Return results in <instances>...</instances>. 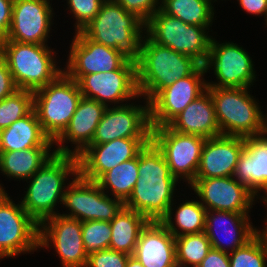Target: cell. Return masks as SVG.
Listing matches in <instances>:
<instances>
[{
  "label": "cell",
  "mask_w": 267,
  "mask_h": 267,
  "mask_svg": "<svg viewBox=\"0 0 267 267\" xmlns=\"http://www.w3.org/2000/svg\"><path fill=\"white\" fill-rule=\"evenodd\" d=\"M49 0H14L11 25L6 40L45 44L52 24Z\"/></svg>",
  "instance_id": "cell-20"
},
{
  "label": "cell",
  "mask_w": 267,
  "mask_h": 267,
  "mask_svg": "<svg viewBox=\"0 0 267 267\" xmlns=\"http://www.w3.org/2000/svg\"><path fill=\"white\" fill-rule=\"evenodd\" d=\"M64 72L77 81L81 76L119 69L128 59L122 51L99 44L75 32Z\"/></svg>",
  "instance_id": "cell-19"
},
{
  "label": "cell",
  "mask_w": 267,
  "mask_h": 267,
  "mask_svg": "<svg viewBox=\"0 0 267 267\" xmlns=\"http://www.w3.org/2000/svg\"><path fill=\"white\" fill-rule=\"evenodd\" d=\"M49 48L47 44L0 42V55L5 59L18 89L34 92L64 72L56 66L55 52Z\"/></svg>",
  "instance_id": "cell-5"
},
{
  "label": "cell",
  "mask_w": 267,
  "mask_h": 267,
  "mask_svg": "<svg viewBox=\"0 0 267 267\" xmlns=\"http://www.w3.org/2000/svg\"><path fill=\"white\" fill-rule=\"evenodd\" d=\"M52 244L63 267L86 266L88 255L82 239V222L78 219L59 213L44 220L39 225V248Z\"/></svg>",
  "instance_id": "cell-15"
},
{
  "label": "cell",
  "mask_w": 267,
  "mask_h": 267,
  "mask_svg": "<svg viewBox=\"0 0 267 267\" xmlns=\"http://www.w3.org/2000/svg\"><path fill=\"white\" fill-rule=\"evenodd\" d=\"M70 12L76 19V30L81 31L98 14L101 4L105 0H67Z\"/></svg>",
  "instance_id": "cell-37"
},
{
  "label": "cell",
  "mask_w": 267,
  "mask_h": 267,
  "mask_svg": "<svg viewBox=\"0 0 267 267\" xmlns=\"http://www.w3.org/2000/svg\"><path fill=\"white\" fill-rule=\"evenodd\" d=\"M139 177L138 155L128 161L122 162L104 173L96 183L102 190H111L112 196L125 202ZM107 188V189H106Z\"/></svg>",
  "instance_id": "cell-32"
},
{
  "label": "cell",
  "mask_w": 267,
  "mask_h": 267,
  "mask_svg": "<svg viewBox=\"0 0 267 267\" xmlns=\"http://www.w3.org/2000/svg\"><path fill=\"white\" fill-rule=\"evenodd\" d=\"M68 214H61L81 222L99 220L110 222L125 206L118 198H110L94 181L82 178L79 174L69 181L63 199Z\"/></svg>",
  "instance_id": "cell-11"
},
{
  "label": "cell",
  "mask_w": 267,
  "mask_h": 267,
  "mask_svg": "<svg viewBox=\"0 0 267 267\" xmlns=\"http://www.w3.org/2000/svg\"><path fill=\"white\" fill-rule=\"evenodd\" d=\"M172 206L161 222L174 237L205 232L206 208L199 200H187L177 207L174 218L176 223L172 221Z\"/></svg>",
  "instance_id": "cell-30"
},
{
  "label": "cell",
  "mask_w": 267,
  "mask_h": 267,
  "mask_svg": "<svg viewBox=\"0 0 267 267\" xmlns=\"http://www.w3.org/2000/svg\"><path fill=\"white\" fill-rule=\"evenodd\" d=\"M51 147H33L25 150L0 152V170L9 178L27 181L55 152Z\"/></svg>",
  "instance_id": "cell-28"
},
{
  "label": "cell",
  "mask_w": 267,
  "mask_h": 267,
  "mask_svg": "<svg viewBox=\"0 0 267 267\" xmlns=\"http://www.w3.org/2000/svg\"><path fill=\"white\" fill-rule=\"evenodd\" d=\"M148 222L149 220L144 215L124 206L110 221L109 249L133 255L140 232Z\"/></svg>",
  "instance_id": "cell-29"
},
{
  "label": "cell",
  "mask_w": 267,
  "mask_h": 267,
  "mask_svg": "<svg viewBox=\"0 0 267 267\" xmlns=\"http://www.w3.org/2000/svg\"><path fill=\"white\" fill-rule=\"evenodd\" d=\"M151 140L162 151L171 174L191 184L196 178L206 138L182 134L166 125L152 127Z\"/></svg>",
  "instance_id": "cell-10"
},
{
  "label": "cell",
  "mask_w": 267,
  "mask_h": 267,
  "mask_svg": "<svg viewBox=\"0 0 267 267\" xmlns=\"http://www.w3.org/2000/svg\"><path fill=\"white\" fill-rule=\"evenodd\" d=\"M211 248L205 232L175 237L177 267H197Z\"/></svg>",
  "instance_id": "cell-33"
},
{
  "label": "cell",
  "mask_w": 267,
  "mask_h": 267,
  "mask_svg": "<svg viewBox=\"0 0 267 267\" xmlns=\"http://www.w3.org/2000/svg\"><path fill=\"white\" fill-rule=\"evenodd\" d=\"M197 267H230L229 254L211 248Z\"/></svg>",
  "instance_id": "cell-42"
},
{
  "label": "cell",
  "mask_w": 267,
  "mask_h": 267,
  "mask_svg": "<svg viewBox=\"0 0 267 267\" xmlns=\"http://www.w3.org/2000/svg\"><path fill=\"white\" fill-rule=\"evenodd\" d=\"M81 98L78 83L65 72L33 92L34 110L44 133L53 142L67 128Z\"/></svg>",
  "instance_id": "cell-7"
},
{
  "label": "cell",
  "mask_w": 267,
  "mask_h": 267,
  "mask_svg": "<svg viewBox=\"0 0 267 267\" xmlns=\"http://www.w3.org/2000/svg\"><path fill=\"white\" fill-rule=\"evenodd\" d=\"M133 256L144 267H177L175 237L161 221H149L140 232Z\"/></svg>",
  "instance_id": "cell-24"
},
{
  "label": "cell",
  "mask_w": 267,
  "mask_h": 267,
  "mask_svg": "<svg viewBox=\"0 0 267 267\" xmlns=\"http://www.w3.org/2000/svg\"><path fill=\"white\" fill-rule=\"evenodd\" d=\"M245 149V138L218 135L206 139L196 178L234 176L240 154Z\"/></svg>",
  "instance_id": "cell-23"
},
{
  "label": "cell",
  "mask_w": 267,
  "mask_h": 267,
  "mask_svg": "<svg viewBox=\"0 0 267 267\" xmlns=\"http://www.w3.org/2000/svg\"><path fill=\"white\" fill-rule=\"evenodd\" d=\"M266 226L263 230H259V232L262 234V236L264 237V239L266 240V243H267V219H266Z\"/></svg>",
  "instance_id": "cell-46"
},
{
  "label": "cell",
  "mask_w": 267,
  "mask_h": 267,
  "mask_svg": "<svg viewBox=\"0 0 267 267\" xmlns=\"http://www.w3.org/2000/svg\"><path fill=\"white\" fill-rule=\"evenodd\" d=\"M265 196V197H264ZM262 196L263 202L266 204L267 203V192L265 193V195ZM267 205V204H266Z\"/></svg>",
  "instance_id": "cell-47"
},
{
  "label": "cell",
  "mask_w": 267,
  "mask_h": 267,
  "mask_svg": "<svg viewBox=\"0 0 267 267\" xmlns=\"http://www.w3.org/2000/svg\"><path fill=\"white\" fill-rule=\"evenodd\" d=\"M76 82L83 97L106 106L108 102L116 106L115 104L140 97L137 88L136 60L130 58L117 70L87 74Z\"/></svg>",
  "instance_id": "cell-13"
},
{
  "label": "cell",
  "mask_w": 267,
  "mask_h": 267,
  "mask_svg": "<svg viewBox=\"0 0 267 267\" xmlns=\"http://www.w3.org/2000/svg\"><path fill=\"white\" fill-rule=\"evenodd\" d=\"M262 125H263V134L267 135V115L262 114Z\"/></svg>",
  "instance_id": "cell-45"
},
{
  "label": "cell",
  "mask_w": 267,
  "mask_h": 267,
  "mask_svg": "<svg viewBox=\"0 0 267 267\" xmlns=\"http://www.w3.org/2000/svg\"><path fill=\"white\" fill-rule=\"evenodd\" d=\"M136 59L139 96L149 102L158 92L191 75L200 64L193 58L153 42L147 35ZM147 96V97H146Z\"/></svg>",
  "instance_id": "cell-2"
},
{
  "label": "cell",
  "mask_w": 267,
  "mask_h": 267,
  "mask_svg": "<svg viewBox=\"0 0 267 267\" xmlns=\"http://www.w3.org/2000/svg\"><path fill=\"white\" fill-rule=\"evenodd\" d=\"M248 216L237 212L206 210L205 233L212 248L229 254L248 242L259 231L251 225ZM221 232L224 234L223 240L222 236L217 235Z\"/></svg>",
  "instance_id": "cell-21"
},
{
  "label": "cell",
  "mask_w": 267,
  "mask_h": 267,
  "mask_svg": "<svg viewBox=\"0 0 267 267\" xmlns=\"http://www.w3.org/2000/svg\"><path fill=\"white\" fill-rule=\"evenodd\" d=\"M126 267H144V266L136 257H134L133 255H129Z\"/></svg>",
  "instance_id": "cell-44"
},
{
  "label": "cell",
  "mask_w": 267,
  "mask_h": 267,
  "mask_svg": "<svg viewBox=\"0 0 267 267\" xmlns=\"http://www.w3.org/2000/svg\"><path fill=\"white\" fill-rule=\"evenodd\" d=\"M33 109V91L16 90L0 101V130L28 115Z\"/></svg>",
  "instance_id": "cell-35"
},
{
  "label": "cell",
  "mask_w": 267,
  "mask_h": 267,
  "mask_svg": "<svg viewBox=\"0 0 267 267\" xmlns=\"http://www.w3.org/2000/svg\"><path fill=\"white\" fill-rule=\"evenodd\" d=\"M160 9L188 25L209 27L213 22L211 0H161Z\"/></svg>",
  "instance_id": "cell-31"
},
{
  "label": "cell",
  "mask_w": 267,
  "mask_h": 267,
  "mask_svg": "<svg viewBox=\"0 0 267 267\" xmlns=\"http://www.w3.org/2000/svg\"><path fill=\"white\" fill-rule=\"evenodd\" d=\"M151 138H120L103 144H90L78 158L79 175L96 182L104 173L135 158Z\"/></svg>",
  "instance_id": "cell-17"
},
{
  "label": "cell",
  "mask_w": 267,
  "mask_h": 267,
  "mask_svg": "<svg viewBox=\"0 0 267 267\" xmlns=\"http://www.w3.org/2000/svg\"><path fill=\"white\" fill-rule=\"evenodd\" d=\"M204 67L206 72L212 68L218 80V83L207 82V87L249 88L255 80L251 57L233 42L219 44L212 37Z\"/></svg>",
  "instance_id": "cell-12"
},
{
  "label": "cell",
  "mask_w": 267,
  "mask_h": 267,
  "mask_svg": "<svg viewBox=\"0 0 267 267\" xmlns=\"http://www.w3.org/2000/svg\"><path fill=\"white\" fill-rule=\"evenodd\" d=\"M69 174L73 177L79 174L78 158L55 153L29 179L31 181L21 205L39 225L47 218L59 214L54 208L57 202L63 203L65 180Z\"/></svg>",
  "instance_id": "cell-3"
},
{
  "label": "cell",
  "mask_w": 267,
  "mask_h": 267,
  "mask_svg": "<svg viewBox=\"0 0 267 267\" xmlns=\"http://www.w3.org/2000/svg\"><path fill=\"white\" fill-rule=\"evenodd\" d=\"M18 88L16 87L12 74L5 59L0 55V101L12 95Z\"/></svg>",
  "instance_id": "cell-40"
},
{
  "label": "cell",
  "mask_w": 267,
  "mask_h": 267,
  "mask_svg": "<svg viewBox=\"0 0 267 267\" xmlns=\"http://www.w3.org/2000/svg\"><path fill=\"white\" fill-rule=\"evenodd\" d=\"M82 239L87 255L109 249L111 242L110 222L99 220L82 222Z\"/></svg>",
  "instance_id": "cell-36"
},
{
  "label": "cell",
  "mask_w": 267,
  "mask_h": 267,
  "mask_svg": "<svg viewBox=\"0 0 267 267\" xmlns=\"http://www.w3.org/2000/svg\"><path fill=\"white\" fill-rule=\"evenodd\" d=\"M248 89L207 87L222 135L248 138L263 134V113Z\"/></svg>",
  "instance_id": "cell-6"
},
{
  "label": "cell",
  "mask_w": 267,
  "mask_h": 267,
  "mask_svg": "<svg viewBox=\"0 0 267 267\" xmlns=\"http://www.w3.org/2000/svg\"><path fill=\"white\" fill-rule=\"evenodd\" d=\"M206 29L209 30L208 27L188 25L159 9L146 22L147 33L144 34L153 42L189 56L204 66L212 39Z\"/></svg>",
  "instance_id": "cell-8"
},
{
  "label": "cell",
  "mask_w": 267,
  "mask_h": 267,
  "mask_svg": "<svg viewBox=\"0 0 267 267\" xmlns=\"http://www.w3.org/2000/svg\"><path fill=\"white\" fill-rule=\"evenodd\" d=\"M0 184V259L39 248V224Z\"/></svg>",
  "instance_id": "cell-9"
},
{
  "label": "cell",
  "mask_w": 267,
  "mask_h": 267,
  "mask_svg": "<svg viewBox=\"0 0 267 267\" xmlns=\"http://www.w3.org/2000/svg\"><path fill=\"white\" fill-rule=\"evenodd\" d=\"M190 186L206 210L248 214L256 197L234 176L195 178Z\"/></svg>",
  "instance_id": "cell-18"
},
{
  "label": "cell",
  "mask_w": 267,
  "mask_h": 267,
  "mask_svg": "<svg viewBox=\"0 0 267 267\" xmlns=\"http://www.w3.org/2000/svg\"><path fill=\"white\" fill-rule=\"evenodd\" d=\"M120 104L107 107L91 144H103L120 138H151L149 102L146 106Z\"/></svg>",
  "instance_id": "cell-16"
},
{
  "label": "cell",
  "mask_w": 267,
  "mask_h": 267,
  "mask_svg": "<svg viewBox=\"0 0 267 267\" xmlns=\"http://www.w3.org/2000/svg\"><path fill=\"white\" fill-rule=\"evenodd\" d=\"M129 255L112 249H104L87 257L85 267H126Z\"/></svg>",
  "instance_id": "cell-38"
},
{
  "label": "cell",
  "mask_w": 267,
  "mask_h": 267,
  "mask_svg": "<svg viewBox=\"0 0 267 267\" xmlns=\"http://www.w3.org/2000/svg\"><path fill=\"white\" fill-rule=\"evenodd\" d=\"M14 0H0V42L6 40L11 25Z\"/></svg>",
  "instance_id": "cell-41"
},
{
  "label": "cell",
  "mask_w": 267,
  "mask_h": 267,
  "mask_svg": "<svg viewBox=\"0 0 267 267\" xmlns=\"http://www.w3.org/2000/svg\"><path fill=\"white\" fill-rule=\"evenodd\" d=\"M145 26L146 23L134 13L113 0H105L96 17L81 32L94 42L120 50L136 60Z\"/></svg>",
  "instance_id": "cell-4"
},
{
  "label": "cell",
  "mask_w": 267,
  "mask_h": 267,
  "mask_svg": "<svg viewBox=\"0 0 267 267\" xmlns=\"http://www.w3.org/2000/svg\"><path fill=\"white\" fill-rule=\"evenodd\" d=\"M54 142L44 133L33 109L28 115L0 130V152L52 147Z\"/></svg>",
  "instance_id": "cell-27"
},
{
  "label": "cell",
  "mask_w": 267,
  "mask_h": 267,
  "mask_svg": "<svg viewBox=\"0 0 267 267\" xmlns=\"http://www.w3.org/2000/svg\"><path fill=\"white\" fill-rule=\"evenodd\" d=\"M126 11L134 13L145 23L160 9L159 0H113ZM158 4V5H157ZM158 6V7H157ZM157 7V8H156Z\"/></svg>",
  "instance_id": "cell-39"
},
{
  "label": "cell",
  "mask_w": 267,
  "mask_h": 267,
  "mask_svg": "<svg viewBox=\"0 0 267 267\" xmlns=\"http://www.w3.org/2000/svg\"><path fill=\"white\" fill-rule=\"evenodd\" d=\"M168 126L179 133L206 139L222 135L215 116V106L208 90L193 100Z\"/></svg>",
  "instance_id": "cell-26"
},
{
  "label": "cell",
  "mask_w": 267,
  "mask_h": 267,
  "mask_svg": "<svg viewBox=\"0 0 267 267\" xmlns=\"http://www.w3.org/2000/svg\"><path fill=\"white\" fill-rule=\"evenodd\" d=\"M241 8L244 9L247 13L255 15H264L266 16V25H267V0H238Z\"/></svg>",
  "instance_id": "cell-43"
},
{
  "label": "cell",
  "mask_w": 267,
  "mask_h": 267,
  "mask_svg": "<svg viewBox=\"0 0 267 267\" xmlns=\"http://www.w3.org/2000/svg\"><path fill=\"white\" fill-rule=\"evenodd\" d=\"M230 267H267V243L258 231L243 246L229 253Z\"/></svg>",
  "instance_id": "cell-34"
},
{
  "label": "cell",
  "mask_w": 267,
  "mask_h": 267,
  "mask_svg": "<svg viewBox=\"0 0 267 267\" xmlns=\"http://www.w3.org/2000/svg\"><path fill=\"white\" fill-rule=\"evenodd\" d=\"M107 107L96 100L82 96L67 128L54 141L59 146L54 152L76 157L81 154L91 144L96 128ZM66 140L75 144V148L70 150L69 146L62 145L66 143Z\"/></svg>",
  "instance_id": "cell-22"
},
{
  "label": "cell",
  "mask_w": 267,
  "mask_h": 267,
  "mask_svg": "<svg viewBox=\"0 0 267 267\" xmlns=\"http://www.w3.org/2000/svg\"><path fill=\"white\" fill-rule=\"evenodd\" d=\"M234 177L256 196L267 192V137L266 134L245 138V149L240 154Z\"/></svg>",
  "instance_id": "cell-25"
},
{
  "label": "cell",
  "mask_w": 267,
  "mask_h": 267,
  "mask_svg": "<svg viewBox=\"0 0 267 267\" xmlns=\"http://www.w3.org/2000/svg\"><path fill=\"white\" fill-rule=\"evenodd\" d=\"M204 73L205 67L200 65L191 75L165 87L149 101L151 127L168 125L207 90Z\"/></svg>",
  "instance_id": "cell-14"
},
{
  "label": "cell",
  "mask_w": 267,
  "mask_h": 267,
  "mask_svg": "<svg viewBox=\"0 0 267 267\" xmlns=\"http://www.w3.org/2000/svg\"><path fill=\"white\" fill-rule=\"evenodd\" d=\"M138 173L124 205L149 221H161L172 205L178 179L171 174L162 151L152 140L138 153Z\"/></svg>",
  "instance_id": "cell-1"
}]
</instances>
